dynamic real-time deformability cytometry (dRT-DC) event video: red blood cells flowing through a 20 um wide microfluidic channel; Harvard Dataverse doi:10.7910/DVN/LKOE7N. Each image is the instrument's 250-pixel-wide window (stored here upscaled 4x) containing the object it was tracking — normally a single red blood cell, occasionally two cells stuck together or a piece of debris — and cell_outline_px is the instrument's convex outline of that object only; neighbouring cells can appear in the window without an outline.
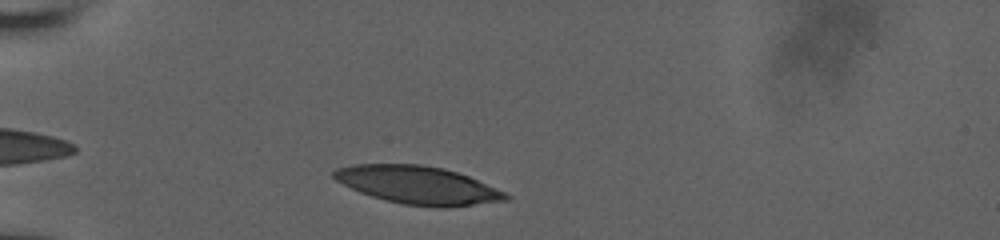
{"species": "human", "species_latin": "Homo sapiens", "temperature_condition": "room temperature", "stored_images_in_passage": 34, "camera_frame_rate_fps": 3000, "um_per_image_px": 0.085, "donor": {"sex": "male"}, "frame": {"image": 1, "passage_image": 3, "time_ms": 0.667, "image_size_px": [1000, 240], "cell_outline_px": [[512, 196], [508, 200], [448, 208], [440, 208], [404, 204], [384, 200], [360, 192], [336, 180], [332, 176], [332, 172], [336, 168], [352, 164], [420, 164], [444, 168], [468, 176], [504, 192]], "centroid_in_image_um": [35.52, 15.73], "position_along_channel_um": 49.5, "area_um2": 37.97}}
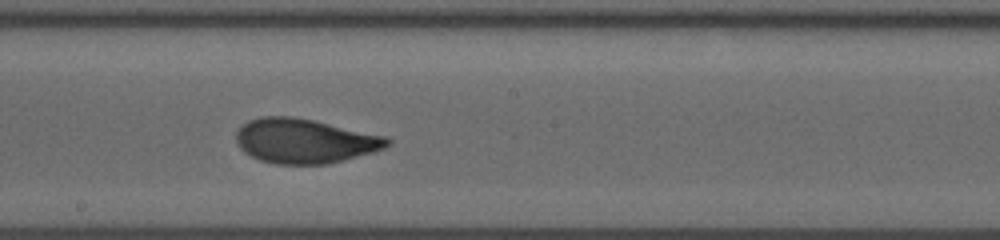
{"frame": {"image": 2, "passage_image": 19, "time_ms": 6.0, "image_size_px": [1000, 240], "cell_outline_px": [[392, 144], [384, 148], [372, 152], [328, 164], [276, 164], [260, 160], [244, 152], [240, 148], [236, 140], [236, 132], [248, 120], [260, 116], [292, 116], [312, 120], [388, 136], [392, 140]], "centroid_in_image_um": [25.91, 11.98], "position_along_channel_um": 222.3, "area_um2": 39.25}}
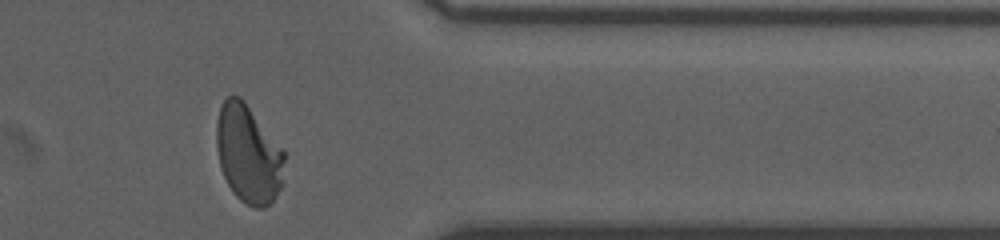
{"frame": {"image": 3, "passage_image": 33, "time_ms": 10.667, "image_size_px": [1000, 240], "cell_outline_px": [[284, 160], [280, 188], [276, 196], [264, 208], [252, 208], [244, 204], [232, 192], [220, 168], [216, 148], [216, 120], [220, 108], [224, 100], [228, 96], [240, 96], [284, 148]], "centroid_in_image_um": [21.09, 13.09], "position_along_channel_um": 390.3, "area_um2": 39.13}, "authors_computed_cell_mechanics": {"area_um2": 38.6682, "velocity_mm_per_s": 3.8033, "shape_relaxation_time_tau1_ms": 6.8922, "shape_relaxation_time_tau2_ms": null, "deformation_change_tau1": 0.2245, "deformation_change_tau2": null}}